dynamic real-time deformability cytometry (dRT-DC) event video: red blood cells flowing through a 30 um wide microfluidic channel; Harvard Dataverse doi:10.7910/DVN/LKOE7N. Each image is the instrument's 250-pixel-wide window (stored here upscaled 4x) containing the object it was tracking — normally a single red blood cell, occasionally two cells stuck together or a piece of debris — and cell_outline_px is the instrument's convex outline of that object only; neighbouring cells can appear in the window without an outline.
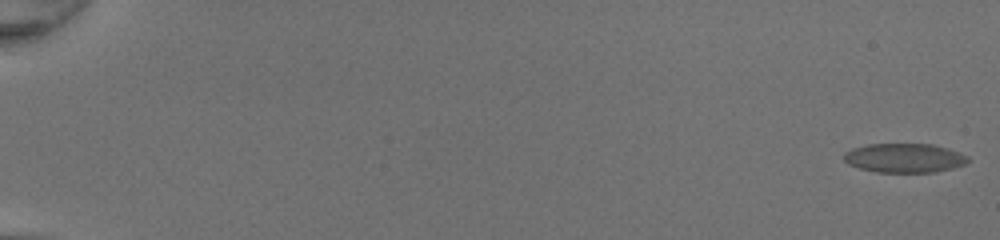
{"species": "common noctule bat (a hibernating species)", "species_latin": "Nyctalus noctula", "temperature_condition": "room temperature", "stored_images_in_passage": 53, "camera_frame_rate_fps": 3000, "um_per_image_px": 0.085, "animal": {"sex": "female", "body_mass_g": 20.0, "forearm_length_mm": 54.0}, "frame": {"image": 1, "passage_image": 1, "time_ms": 0.0, "image_size_px": [1000, 240], "cell_outline_px": [[968, 160], [964, 164], [952, 168], [936, 172], [876, 172], [860, 168], [848, 164], [844, 160], [844, 152], [852, 148], [868, 144], [932, 144], [948, 148], [968, 156]], "centroid_in_image_um": [76.85, 13.42], "position_along_channel_um": 8.1, "area_um2": 21.04}}
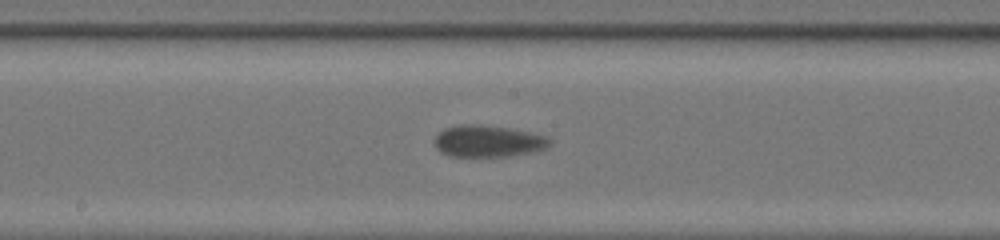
{"frame": {"image": 2, "passage_image": 31, "time_ms": 10.0, "image_size_px": [1000, 240], "cell_outline_px": [[552, 144], [548, 148], [532, 152], [512, 156], [448, 156], [440, 152], [436, 148], [432, 140], [444, 128], [460, 124], [480, 124], [508, 128], [532, 132], [548, 136], [552, 140]], "centroid_in_image_um": [41.51, 12.0], "position_along_channel_um": 206.7, "area_um2": 21.73}}
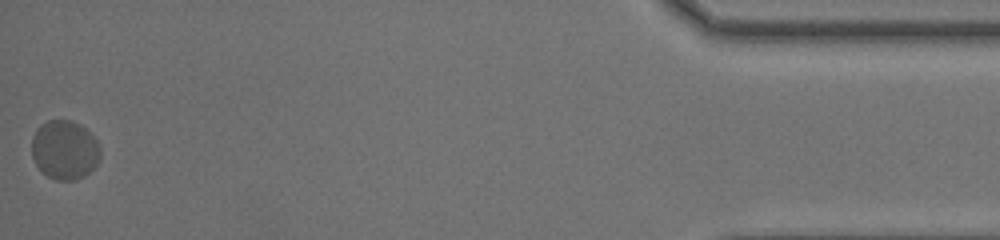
{"frame": {"image": 3, "passage_image": 53, "time_ms": 17.333, "image_size_px": [1000, 240], "cell_outline_px": [[100, 160], [84, 176], [76, 180], [56, 180], [48, 176], [36, 164], [32, 156], [32, 136], [36, 128], [40, 124], [48, 120], [72, 120], [80, 124], [96, 140], [100, 148]], "centroid_in_image_um": [5.48, 12.72], "position_along_channel_um": 429.7, "area_um2": 23.58}, "authors_computed_cell_mechanics": {"area_um2": 21.386, "velocity_mm_per_s": 4.1291, "shape_relaxation_time_tau1_ms": null, "shape_relaxation_time_tau2_ms": 0.7719, "deformation_change_tau1": null, "deformation_change_tau2": 0.0457}}